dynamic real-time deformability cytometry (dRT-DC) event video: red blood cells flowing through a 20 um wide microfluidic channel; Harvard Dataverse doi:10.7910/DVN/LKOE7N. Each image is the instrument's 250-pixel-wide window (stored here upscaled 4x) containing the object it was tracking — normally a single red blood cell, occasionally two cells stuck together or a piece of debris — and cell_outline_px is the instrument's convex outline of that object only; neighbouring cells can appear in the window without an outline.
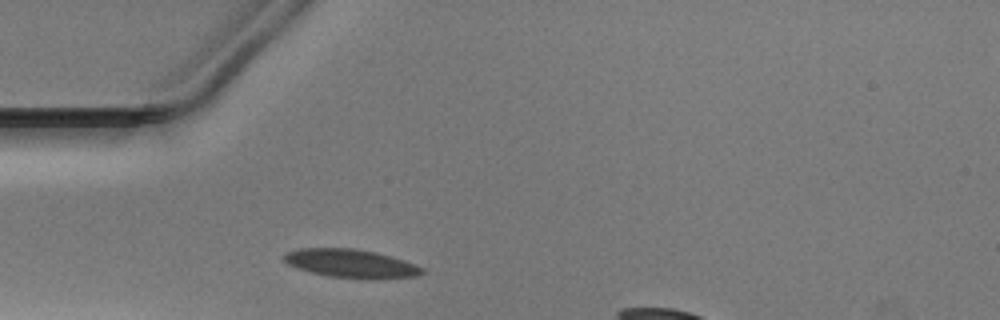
{"species": "Egyptian fruit bat (a non-hibernating species)", "species_latin": "Rousettus aegyptiacus", "temperature_condition": "warm", "stored_images_in_passage": 26, "camera_frame_rate_fps": 3000, "um_per_image_px": 0.085, "animal": {"sex": "male"}, "frame": {"image": 1, "passage_image": 1, "time_ms": 0.0, "image_size_px": [1000, 320], "cell_outline_px": [[424, 272], [416, 276], [328, 276], [296, 268], [288, 264], [280, 256], [284, 252], [300, 248], [356, 248], [376, 252], [392, 256], [404, 260], [424, 268]], "centroid_in_image_um": [29.71, 22.33], "position_along_channel_um": 55.3, "area_um2": 22.02}}
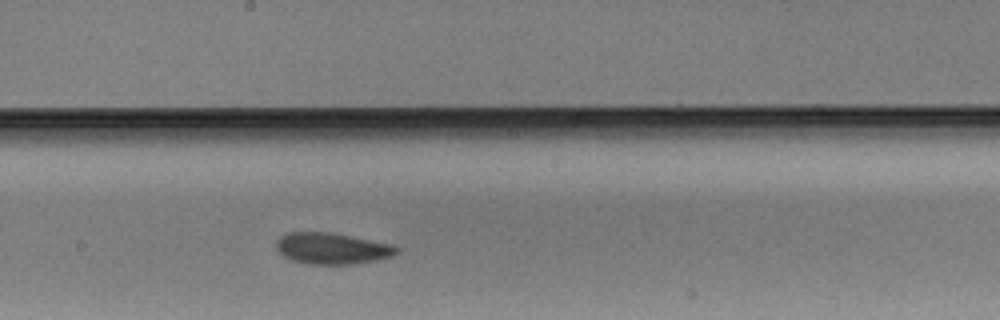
{"frame": {"image": 2, "passage_image": 14, "time_ms": 4.333, "image_size_px": [1000, 320], "cell_outline_px": [[400, 252], [392, 256], [376, 260], [356, 264], [304, 264], [292, 260], [284, 256], [276, 248], [276, 240], [284, 232], [328, 232], [392, 244], [400, 248]], "centroid_in_image_um": [28.21, 21.12], "position_along_channel_um": 220.0, "area_um2": 22.08}}
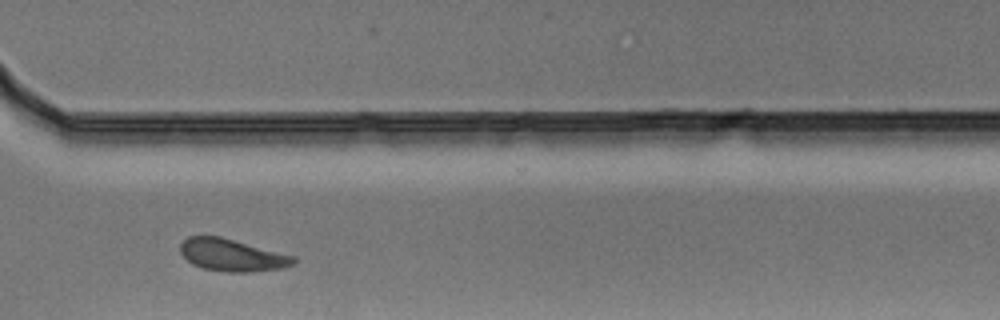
{"frame": {"image": 3, "passage_image": 24, "time_ms": 7.667, "image_size_px": [1000, 320], "cell_outline_px": [[296, 260], [292, 264], [284, 268], [252, 272], [224, 272], [204, 268], [192, 264], [180, 252], [180, 244], [188, 236], [220, 236], [296, 256]], "centroid_in_image_um": [19.74, 21.68], "position_along_channel_um": 350.9, "area_um2": 21.33}}